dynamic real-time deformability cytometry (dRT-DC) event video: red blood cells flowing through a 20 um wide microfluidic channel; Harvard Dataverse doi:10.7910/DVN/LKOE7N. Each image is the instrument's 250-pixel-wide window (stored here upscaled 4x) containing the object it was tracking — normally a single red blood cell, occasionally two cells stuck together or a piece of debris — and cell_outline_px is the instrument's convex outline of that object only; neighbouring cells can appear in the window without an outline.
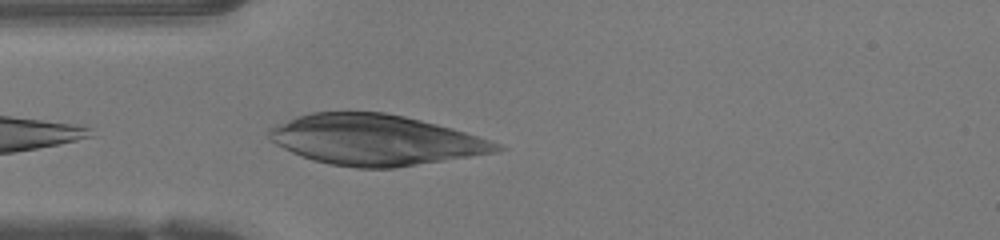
{"species": "human", "species_latin": "Homo sapiens", "temperature_condition": "warm", "stored_images_in_passage": 22, "camera_frame_rate_fps": 3000, "um_per_image_px": 0.085, "donor": {"sex": "female"}, "frame": {"image": 1, "passage_image": 1, "time_ms": 0.0, "image_size_px": [1000, 240], "cell_outline_px": [[508, 148], [496, 152], [396, 168], [356, 168], [332, 164], [312, 160], [292, 152], [276, 144], [268, 136], [268, 128], [276, 124], [296, 116], [312, 112], [384, 112], [404, 116], [452, 128], [500, 144]], "centroid_in_image_um": [31.88, 11.89], "position_along_channel_um": 53.1, "area_um2": 66.64}}
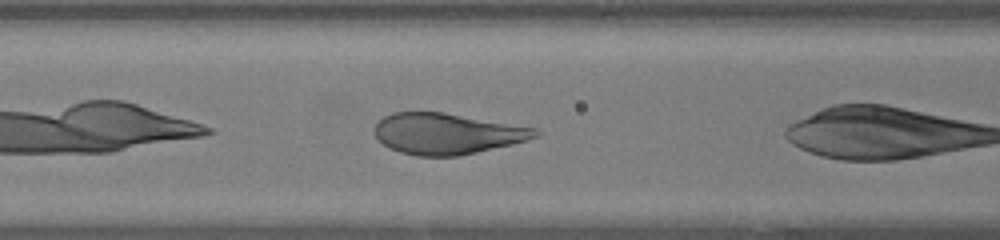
{"frame": {"image": 2, "passage_image": 4, "time_ms": 1.0, "image_size_px": [1000, 240], "cell_outline_px": [[540, 136], [512, 144], [460, 156], [416, 156], [400, 152], [388, 148], [372, 132], [376, 124], [384, 116], [392, 112], [444, 112], [536, 128], [540, 132]], "centroid_in_image_um": [37.98, 11.36], "position_along_channel_um": 128.6, "area_um2": 38.44}}
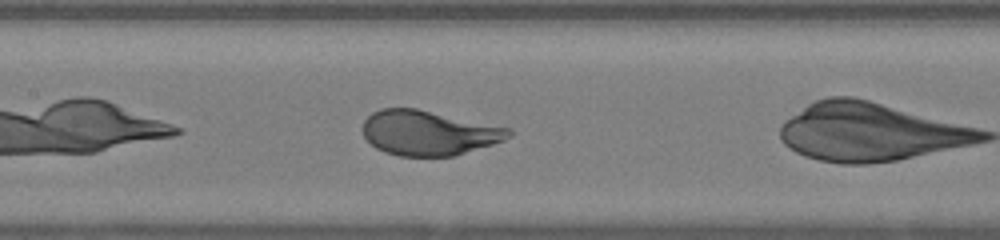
{"frame": {"image": 3, "passage_image": 7, "time_ms": 2.0, "image_size_px": [1000, 240], "cell_outline_px": [[512, 136], [504, 140], [456, 156], [400, 156], [384, 152], [376, 148], [364, 136], [360, 128], [364, 120], [372, 112], [380, 108], [416, 108], [512, 128]], "centroid_in_image_um": [36.42, 11.29], "position_along_channel_um": 171.0, "area_um2": 38.44}}